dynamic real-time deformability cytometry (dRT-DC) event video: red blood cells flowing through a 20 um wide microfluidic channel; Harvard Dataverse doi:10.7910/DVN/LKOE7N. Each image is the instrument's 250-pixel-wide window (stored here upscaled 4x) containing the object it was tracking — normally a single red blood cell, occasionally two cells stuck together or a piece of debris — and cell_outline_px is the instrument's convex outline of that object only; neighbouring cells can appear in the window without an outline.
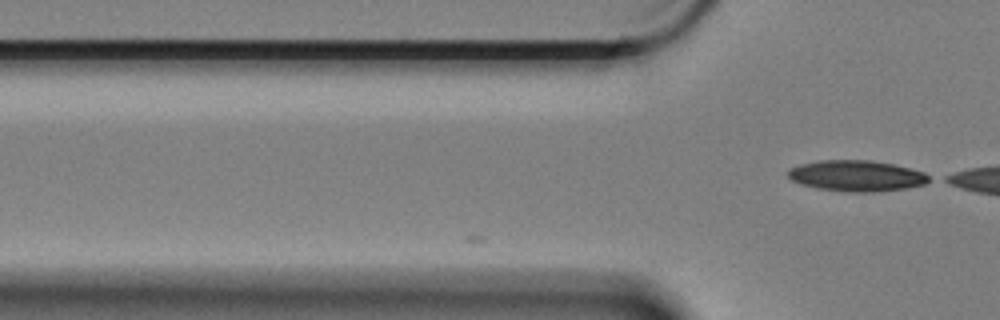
{"species": "Egyptian fruit bat (a non-hibernating species)", "species_latin": "Rousettus aegyptiacus", "temperature_condition": "cold", "stored_images_in_passage": 12, "camera_frame_rate_fps": 3000, "um_per_image_px": 0.085, "animal": {"sex": "female"}, "frame": {"image": 1, "passage_image": 12, "time_ms": 3.667, "image_size_px": [1000, 320], "cell_outline_px": [[932, 180], [924, 184], [904, 188], [872, 192], [852, 192], [816, 188], [800, 184], [792, 180], [784, 172], [788, 168], [800, 164], [816, 160], [872, 160], [892, 164], [924, 172], [932, 176]], "centroid_in_image_um": [72.76, 14.93], "position_along_channel_um": 53.0, "area_um2": 25.61}}